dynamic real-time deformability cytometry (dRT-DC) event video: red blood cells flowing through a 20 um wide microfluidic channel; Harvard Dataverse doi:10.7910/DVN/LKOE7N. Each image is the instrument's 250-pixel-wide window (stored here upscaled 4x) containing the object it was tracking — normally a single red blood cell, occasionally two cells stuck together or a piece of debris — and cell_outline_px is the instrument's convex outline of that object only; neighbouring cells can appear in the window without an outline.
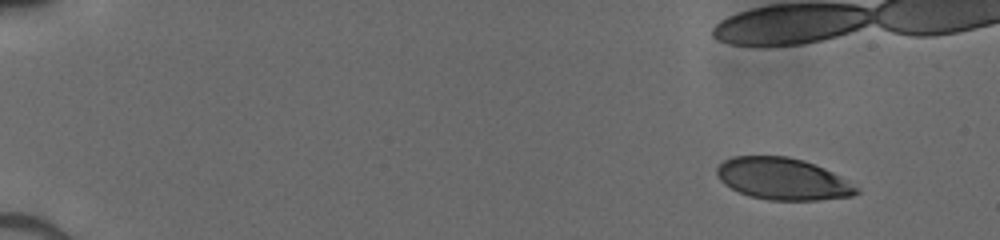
{"species": "human", "species_latin": "Homo sapiens", "temperature_condition": "cold", "stored_images_in_passage": 40, "camera_frame_rate_fps": 3000, "um_per_image_px": 0.085, "donor": {"sex": "male"}, "frame": {"image": 1, "passage_image": 1, "time_ms": 0.0, "image_size_px": [1000, 240], "cell_outline_px": [[860, 192], [852, 196], [816, 200], [768, 200], [748, 196], [724, 184], [720, 180], [716, 172], [716, 168], [724, 160], [732, 156], [788, 156], [804, 160], [824, 168], [832, 172], [860, 188]], "centroid_in_image_um": [66.53, 15.2], "position_along_channel_um": 18.5, "area_um2": 34.04}}